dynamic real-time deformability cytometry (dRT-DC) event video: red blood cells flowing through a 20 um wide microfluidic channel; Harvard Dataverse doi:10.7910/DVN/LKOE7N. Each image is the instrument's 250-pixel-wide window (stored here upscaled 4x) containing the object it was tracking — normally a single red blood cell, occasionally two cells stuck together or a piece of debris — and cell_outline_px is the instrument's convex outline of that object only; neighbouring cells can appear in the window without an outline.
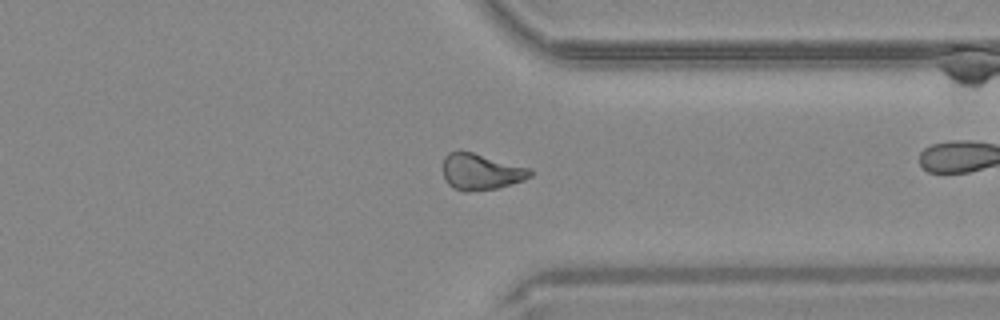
{"species": "common noctule bat (a hibernating species)", "species_latin": "Nyctalus noctula", "temperature_condition": "warm", "stored_images_in_passage": 45, "camera_frame_rate_fps": 3000, "um_per_image_px": 0.085, "animal": {"sex": "male", "body_mass_g": 20.4}, "frame": {"image": 1, "passage_image": 39, "time_ms": 12.667, "image_size_px": [1000, 320], "cell_outline_px": [[532, 176], [524, 180], [496, 188], [468, 192], [464, 192], [452, 188], [444, 180], [444, 156], [448, 152], [460, 148], [532, 168]], "centroid_in_image_um": [40.86, 14.57], "position_along_channel_um": 370.5, "area_um2": 18.96}}